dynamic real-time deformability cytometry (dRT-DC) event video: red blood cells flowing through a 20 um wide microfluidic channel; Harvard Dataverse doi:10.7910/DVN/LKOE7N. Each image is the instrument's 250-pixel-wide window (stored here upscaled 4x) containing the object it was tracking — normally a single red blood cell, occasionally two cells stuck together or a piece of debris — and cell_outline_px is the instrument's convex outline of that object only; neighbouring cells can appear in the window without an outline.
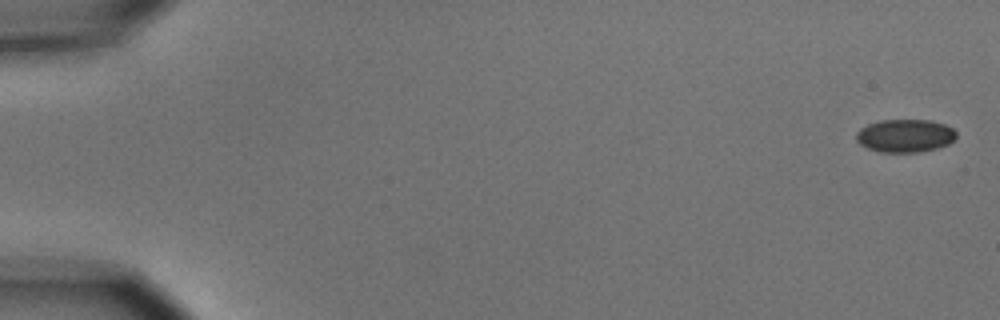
{"species": "common noctule bat (a hibernating species)", "species_latin": "Nyctalus noctula", "temperature_condition": "cold", "stored_images_in_passage": 3, "camera_frame_rate_fps": 3000, "um_per_image_px": 0.085, "animal": {"sex": "male", "body_mass_g": 15.6}, "frame": {"image": 1, "passage_image": 1, "time_ms": 0.0, "image_size_px": [1000, 320], "cell_outline_px": [[956, 136], [948, 144], [936, 148], [916, 152], [880, 152], [868, 148], [860, 144], [856, 140], [856, 132], [860, 128], [868, 124], [880, 120], [932, 120], [944, 124], [952, 128], [956, 132]], "centroid_in_image_um": [76.91, 11.53], "position_along_channel_um": 8.1, "area_um2": 19.19}}